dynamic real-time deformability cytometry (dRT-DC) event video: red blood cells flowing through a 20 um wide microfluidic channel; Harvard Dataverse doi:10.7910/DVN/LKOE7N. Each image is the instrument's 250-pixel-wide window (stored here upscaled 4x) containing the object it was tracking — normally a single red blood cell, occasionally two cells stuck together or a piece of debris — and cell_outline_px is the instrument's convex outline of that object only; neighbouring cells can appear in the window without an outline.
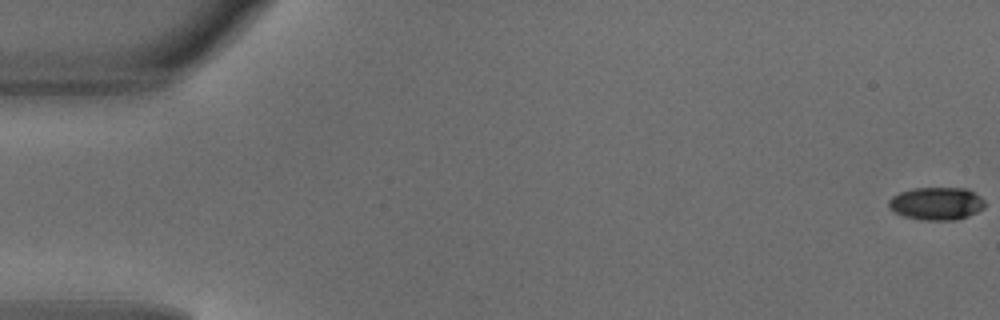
{"species": "common noctule bat (a hibernating species)", "species_latin": "Nyctalus noctula", "temperature_condition": "warm", "stored_images_in_passage": 5, "camera_frame_rate_fps": 3000, "um_per_image_px": 0.085, "animal": {"sex": "male", "body_mass_g": 18.8}, "frame": {"image": 1, "passage_image": 1, "time_ms": 0.0, "image_size_px": [1000, 320], "cell_outline_px": [[984, 208], [968, 216], [956, 220], [920, 220], [904, 216], [888, 208], [888, 200], [892, 196], [900, 192], [912, 188], [968, 188], [980, 196], [984, 200]], "centroid_in_image_um": [79.59, 17.3], "position_along_channel_um": 5.4, "area_um2": 18.5}}
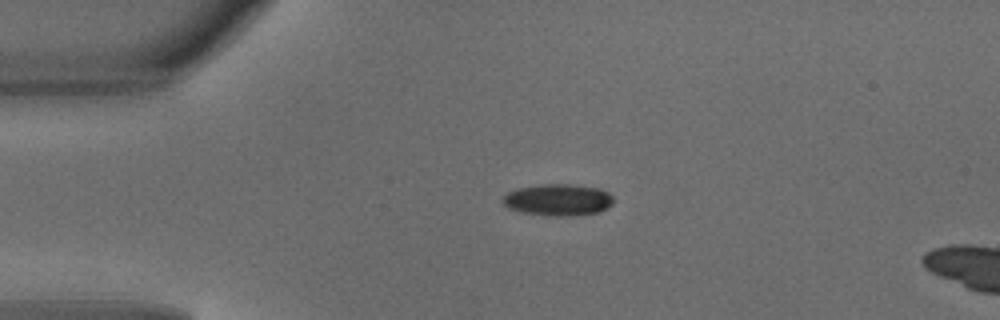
{"frame": {"image": 2, "passage_image": 4, "time_ms": 1.0, "image_size_px": [1000, 320], "cell_outline_px": [[612, 204], [608, 208], [600, 212], [572, 216], [552, 216], [520, 212], [508, 208], [500, 200], [508, 192], [516, 188], [540, 184], [572, 184], [600, 188], [608, 192], [612, 196]], "centroid_in_image_um": [47.42, 16.98], "position_along_channel_um": 37.6, "area_um2": 20.75}}